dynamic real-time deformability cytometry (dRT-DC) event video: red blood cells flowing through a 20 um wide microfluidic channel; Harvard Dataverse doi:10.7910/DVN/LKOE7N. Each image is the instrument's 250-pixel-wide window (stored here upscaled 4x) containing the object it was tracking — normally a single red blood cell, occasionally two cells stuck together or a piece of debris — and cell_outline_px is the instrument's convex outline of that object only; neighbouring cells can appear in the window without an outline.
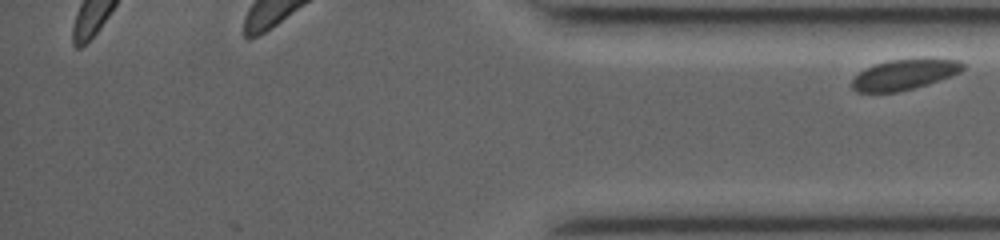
{"species": "common noctule bat (a hibernating species)", "species_latin": "Nyctalus noctula", "temperature_condition": "room temperature", "stored_images_in_passage": 21, "segment_of_instrument_passage": [2, 2], "camera_frame_rate_fps": 3000, "um_per_image_px": 0.085, "animal": {"sex": "female", "body_mass_g": 19.0, "forearm_length_mm": 53.3}, "frame": {"image": 1, "passage_image": 21, "time_ms": 9.0, "image_size_px": [1000, 240], "cell_outline_px": [[964, 68], [960, 72], [952, 76], [928, 84], [896, 92], [856, 92], [852, 88], [852, 80], [864, 68], [888, 60], [960, 60], [964, 64]], "centroid_in_image_um": [76.84, 6.36], "position_along_channel_um": 358.4, "area_um2": 19.19}}